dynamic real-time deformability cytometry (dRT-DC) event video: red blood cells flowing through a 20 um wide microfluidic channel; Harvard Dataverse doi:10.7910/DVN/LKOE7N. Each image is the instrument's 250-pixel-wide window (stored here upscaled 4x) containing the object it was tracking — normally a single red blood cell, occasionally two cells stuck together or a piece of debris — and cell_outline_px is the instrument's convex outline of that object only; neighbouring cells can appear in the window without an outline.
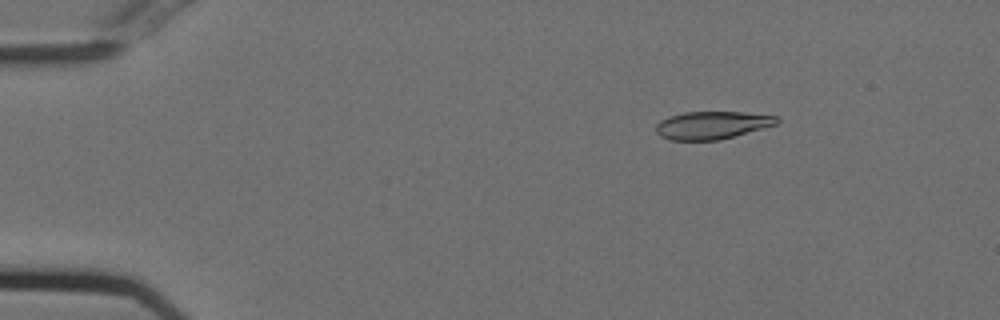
{"species": "Egyptian fruit bat (a non-hibernating species)", "species_latin": "Rousettus aegyptiacus", "temperature_condition": "cold", "stored_images_in_passage": 15, "camera_frame_rate_fps": 3000, "um_per_image_px": 0.085, "animal": {"sex": "female"}, "frame": {"image": 1, "passage_image": 8, "time_ms": 2.333, "image_size_px": [1000, 320], "cell_outline_px": [[780, 120], [776, 124], [764, 128], [720, 140], [668, 140], [660, 136], [656, 132], [656, 124], [660, 120], [684, 112], [740, 112], [776, 116]], "centroid_in_image_um": [60.51, 10.65], "position_along_channel_um": 24.5, "area_um2": 19.48}}